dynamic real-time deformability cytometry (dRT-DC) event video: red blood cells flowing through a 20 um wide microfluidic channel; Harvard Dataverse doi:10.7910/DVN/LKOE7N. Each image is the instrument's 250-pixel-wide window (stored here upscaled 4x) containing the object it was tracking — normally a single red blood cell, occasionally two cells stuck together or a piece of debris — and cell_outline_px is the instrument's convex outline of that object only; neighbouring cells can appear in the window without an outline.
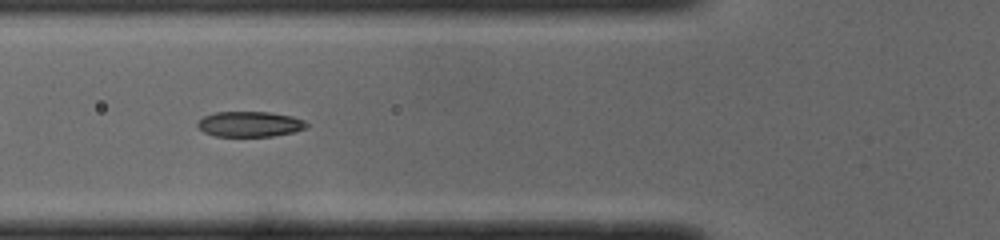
{"species": "common noctule bat (a hibernating species)", "species_latin": "Nyctalus noctula", "temperature_condition": "cold", "stored_images_in_passage": 20, "camera_frame_rate_fps": 3000, "um_per_image_px": 0.085, "animal": {"sex": "male", "body_mass_g": 19.0, "forearm_length_mm": 50.8}, "frame": {"image": 1, "passage_image": 6, "time_ms": 1.667, "image_size_px": [1000, 240], "cell_outline_px": [[308, 128], [292, 132], [272, 136], [216, 136], [204, 132], [196, 124], [204, 116], [216, 112], [268, 112], [292, 116], [304, 120], [308, 124]], "centroid_in_image_um": [21.26, 10.55], "position_along_channel_um": 104.5, "area_um2": 16.01}}
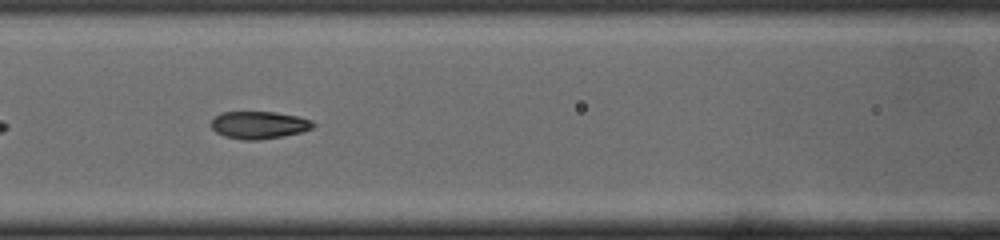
{"frame": {"image": 2, "passage_image": 9, "time_ms": 2.667, "image_size_px": [1000, 240], "cell_outline_px": [[316, 124], [312, 128], [300, 132], [284, 136], [256, 140], [244, 140], [224, 136], [216, 132], [212, 128], [212, 120], [216, 116], [224, 112], [276, 112], [296, 116], [312, 120]], "centroid_in_image_um": [22.03, 10.63], "position_along_channel_um": 144.6, "area_um2": 16.18}}